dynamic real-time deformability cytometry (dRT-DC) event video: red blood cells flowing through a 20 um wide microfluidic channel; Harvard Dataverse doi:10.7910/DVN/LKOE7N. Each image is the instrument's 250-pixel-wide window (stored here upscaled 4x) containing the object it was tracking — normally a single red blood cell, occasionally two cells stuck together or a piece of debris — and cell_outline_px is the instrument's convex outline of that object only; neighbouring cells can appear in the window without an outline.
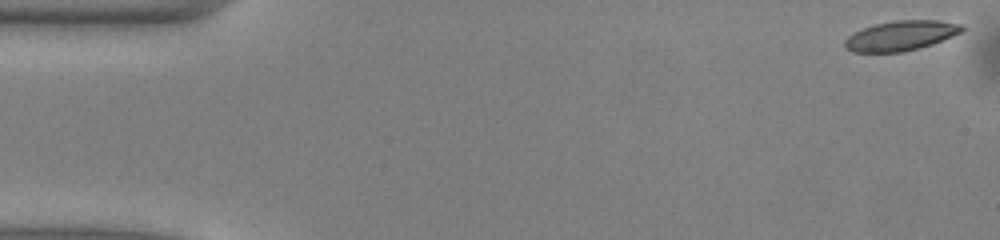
{"species": "common noctule bat (a hibernating species)", "species_latin": "Nyctalus noctula", "temperature_condition": "warm", "stored_images_in_passage": 43, "camera_frame_rate_fps": 3000, "um_per_image_px": 0.085, "animal": {"sex": "male", "body_mass_g": 13.0, "forearm_length_mm": 53.1}, "frame": {"image": 1, "passage_image": 1, "time_ms": 0.0, "image_size_px": [1000, 240], "cell_outline_px": [[964, 28], [960, 32], [952, 36], [932, 44], [920, 48], [904, 52], [852, 52], [844, 48], [844, 40], [848, 36], [864, 28], [876, 24], [896, 20], [936, 20], [964, 24]], "centroid_in_image_um": [76.57, 3.04], "position_along_channel_um": 8.4, "area_um2": 20.35}}
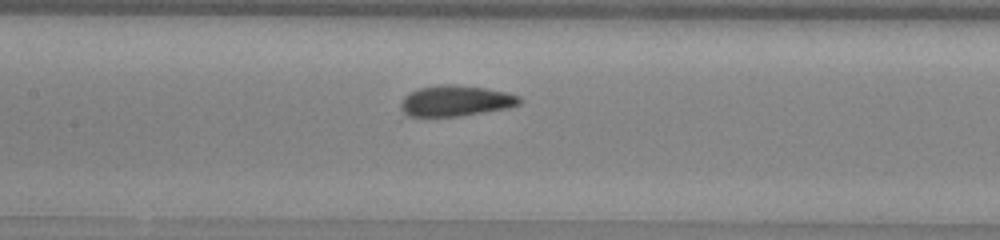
{"frame": {"image": 2, "passage_image": 23, "time_ms": 7.333, "image_size_px": [1000, 240], "cell_outline_px": [[520, 104], [508, 108], [460, 116], [400, 120], [400, 104], [404, 96], [408, 92], [420, 88], [444, 84], [452, 84], [484, 88], [508, 92], [520, 96]], "centroid_in_image_um": [38.57, 8.63], "position_along_channel_um": 168.8, "area_um2": 22.37}}
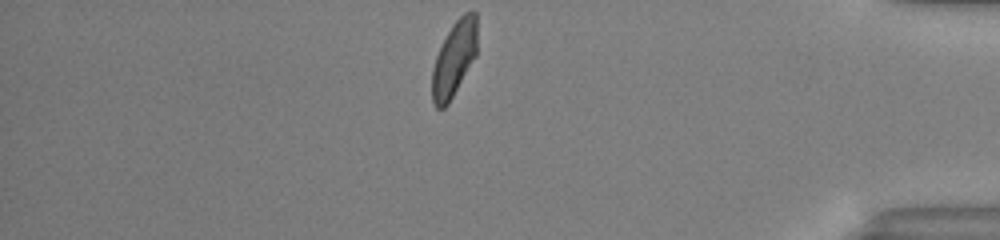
{"frame": {"image": 3, "passage_image": 43, "time_ms": 14.0, "image_size_px": [1000, 240], "cell_outline_px": [[476, 56], [448, 104], [444, 108], [436, 108], [432, 104], [432, 68], [436, 56], [452, 24], [464, 12], [476, 12]], "centroid_in_image_um": [38.59, 5.02], "position_along_channel_um": 396.6, "area_um2": 19.54}, "authors_computed_cell_mechanics": {"area_um2": 20.8658, "velocity_mm_per_s": 4.0154, "shape_relaxation_time_tau1_ms": 3.3245, "shape_relaxation_time_tau2_ms": null, "deformation_change_tau1": 0.1221, "deformation_change_tau2": null}}